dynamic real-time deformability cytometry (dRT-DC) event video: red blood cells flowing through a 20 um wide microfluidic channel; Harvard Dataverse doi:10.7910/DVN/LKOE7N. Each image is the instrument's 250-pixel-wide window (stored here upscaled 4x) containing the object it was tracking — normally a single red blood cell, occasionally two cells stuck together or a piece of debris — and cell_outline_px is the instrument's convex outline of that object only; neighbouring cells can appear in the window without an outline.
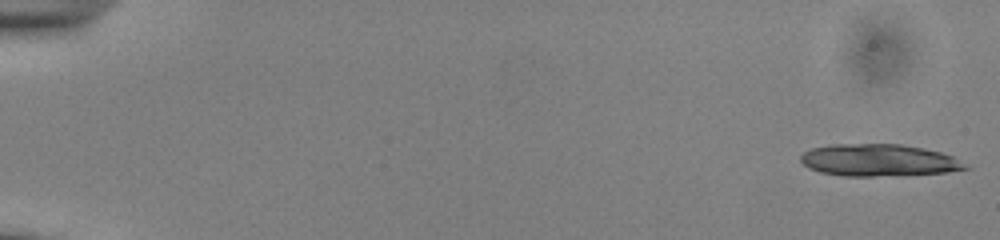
{"species": "common noctule bat (a hibernating species)", "species_latin": "Nyctalus noctula", "temperature_condition": "cold", "stored_images_in_passage": 17, "camera_frame_rate_fps": 3000, "um_per_image_px": 0.085, "animal": {"sex": "male", "body_mass_g": 13.0, "forearm_length_mm": 53.1}, "frame": {"image": 1, "passage_image": 1, "time_ms": 0.0, "image_size_px": [1000, 240], "cell_outline_px": [[972, 168], [948, 172], [872, 176], [844, 176], [820, 172], [808, 168], [800, 160], [800, 156], [804, 152], [812, 148], [828, 144], [900, 144], [924, 148], [940, 152], [952, 156]], "centroid_in_image_um": [74.67, 13.61], "position_along_channel_um": 10.3, "area_um2": 30.69}}